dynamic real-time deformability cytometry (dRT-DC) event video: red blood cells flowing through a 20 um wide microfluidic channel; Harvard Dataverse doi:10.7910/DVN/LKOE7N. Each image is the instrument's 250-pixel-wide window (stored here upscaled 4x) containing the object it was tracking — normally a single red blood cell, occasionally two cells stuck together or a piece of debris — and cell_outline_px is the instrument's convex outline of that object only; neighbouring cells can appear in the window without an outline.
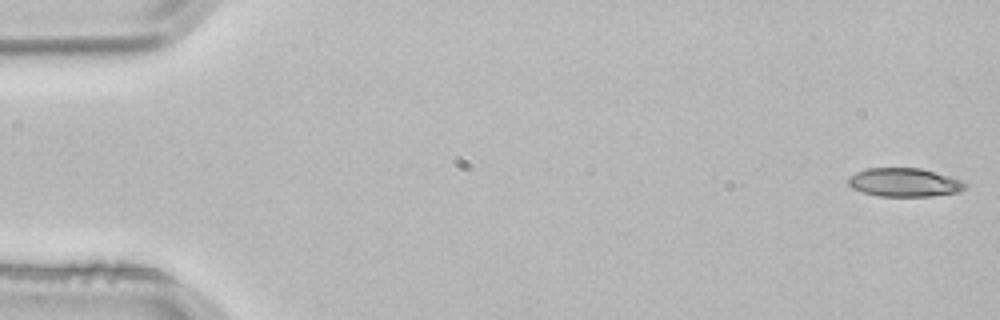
{"species": "common noctule bat (a hibernating species)", "species_latin": "Nyctalus noctula", "temperature_condition": "room temperature", "stored_images_in_passage": 4, "camera_frame_rate_fps": 3000, "um_per_image_px": 0.085, "animal": {"sex": "male", "body_mass_g": 21.5, "forearm_length_mm": 52.0}, "frame": {"image": 1, "passage_image": 1, "time_ms": 0.0, "image_size_px": [1000, 320], "cell_outline_px": [[968, 188], [960, 192], [932, 196], [880, 196], [864, 192], [852, 188], [848, 184], [848, 176], [856, 172], [868, 168], [920, 168], [948, 176], [960, 180], [968, 184]], "centroid_in_image_um": [76.89, 15.51], "position_along_channel_um": 8.1, "area_um2": 19.48}}
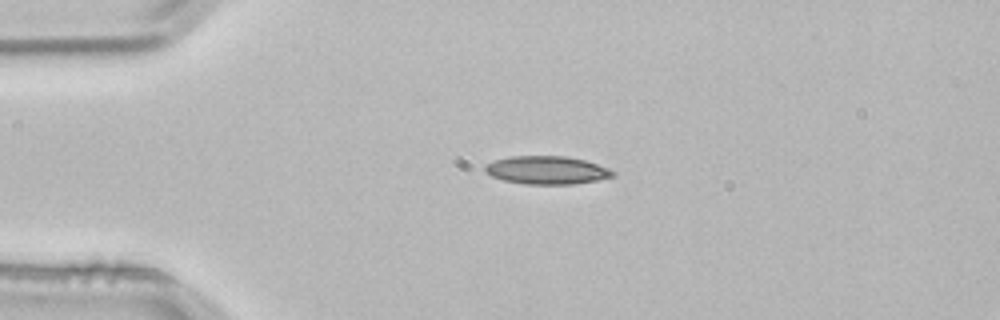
{"frame": {"image": 2, "passage_image": 3, "time_ms": 0.667, "image_size_px": [1000, 320], "cell_outline_px": [[616, 172], [612, 176], [596, 180], [572, 184], [524, 184], [504, 180], [492, 176], [484, 172], [484, 164], [508, 156], [564, 156], [584, 160], [608, 168]], "centroid_in_image_um": [46.42, 14.46], "position_along_channel_um": 38.6, "area_um2": 20.81}}
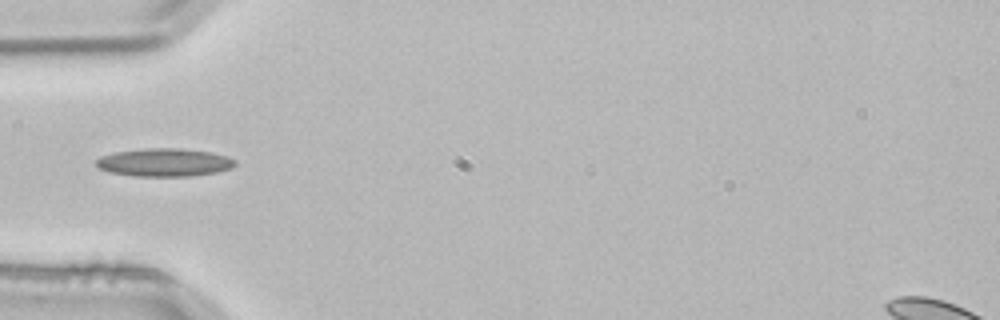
{"frame": {"image": 3, "passage_image": 4, "time_ms": 1.0, "image_size_px": [1000, 320], "cell_outline_px": [[236, 164], [232, 168], [216, 172], [192, 176], [132, 176], [108, 172], [100, 168], [96, 164], [96, 160], [100, 156], [116, 152], [148, 148], [180, 148], [212, 152], [228, 156], [236, 160]], "centroid_in_image_um": [14.0, 13.8], "position_along_channel_um": 71.0, "area_um2": 22.83}}